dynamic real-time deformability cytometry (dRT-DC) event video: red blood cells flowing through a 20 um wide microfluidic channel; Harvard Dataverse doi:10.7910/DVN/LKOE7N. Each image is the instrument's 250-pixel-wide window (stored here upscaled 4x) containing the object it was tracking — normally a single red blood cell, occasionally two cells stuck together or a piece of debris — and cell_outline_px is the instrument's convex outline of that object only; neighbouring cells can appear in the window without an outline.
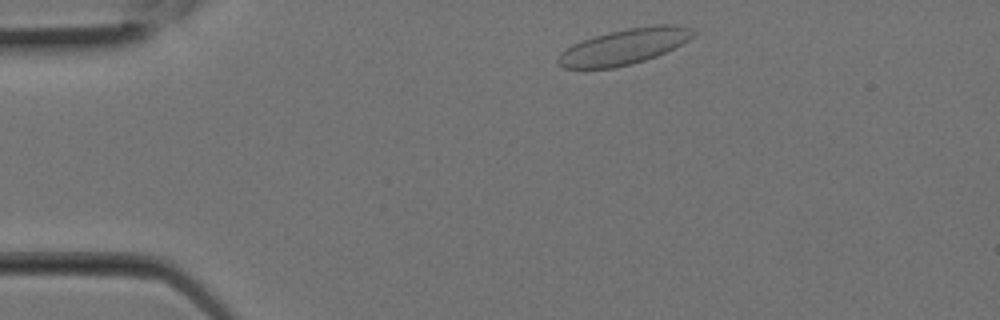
{"species": "Egyptian fruit bat (a non-hibernating species)", "species_latin": "Rousettus aegyptiacus", "temperature_condition": "room temperature", "stored_images_in_passage": 4, "camera_frame_rate_fps": 3000, "um_per_image_px": 0.085, "animal": {"sex": "female"}, "frame": {"image": 1, "passage_image": 3, "time_ms": 0.667, "image_size_px": [1000, 320], "cell_outline_px": [[696, 32], [688, 40], [656, 56], [632, 64], [612, 68], [564, 68], [556, 64], [556, 60], [560, 52], [572, 44], [608, 32], [628, 28], [656, 24], [676, 24], [692, 28]], "centroid_in_image_um": [53.03, 3.96], "position_along_channel_um": 32.0, "area_um2": 27.92}}